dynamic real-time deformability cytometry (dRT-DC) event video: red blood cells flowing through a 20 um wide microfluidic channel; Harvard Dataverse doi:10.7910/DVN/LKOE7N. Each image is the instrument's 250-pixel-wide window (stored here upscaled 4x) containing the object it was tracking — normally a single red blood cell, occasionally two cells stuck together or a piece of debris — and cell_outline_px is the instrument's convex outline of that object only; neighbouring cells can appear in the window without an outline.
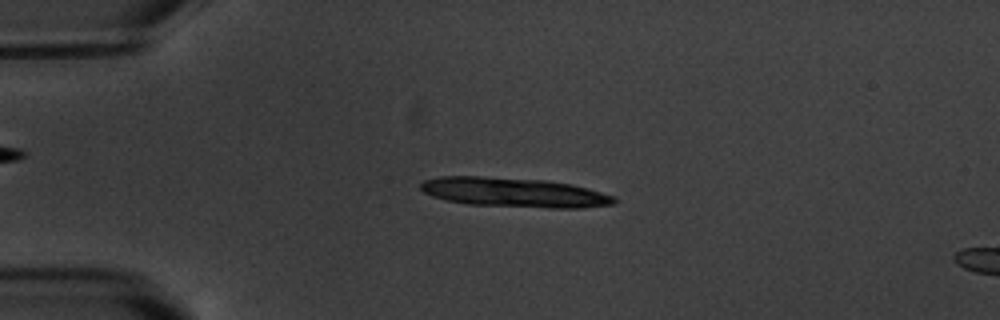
{"species": "common noctule bat (a hibernating species)", "species_latin": "Nyctalus noctula", "temperature_condition": "warm", "stored_images_in_passage": 5, "camera_frame_rate_fps": 3000, "um_per_image_px": 0.085, "animal": {"sex": "male", "body_mass_g": 20.1, "forearm_length_mm": 53.5}, "frame": {"image": 1, "passage_image": 3, "time_ms": 3.0, "image_size_px": [1000, 320], "cell_outline_px": [[616, 204], [584, 208], [552, 208], [468, 204], [448, 200], [432, 196], [424, 192], [420, 188], [420, 184], [424, 180], [440, 176], [480, 176], [548, 180], [572, 184], [588, 188], [612, 196], [616, 200]], "centroid_in_image_um": [43.71, 16.35], "position_along_channel_um": 41.3, "area_um2": 33.29}}